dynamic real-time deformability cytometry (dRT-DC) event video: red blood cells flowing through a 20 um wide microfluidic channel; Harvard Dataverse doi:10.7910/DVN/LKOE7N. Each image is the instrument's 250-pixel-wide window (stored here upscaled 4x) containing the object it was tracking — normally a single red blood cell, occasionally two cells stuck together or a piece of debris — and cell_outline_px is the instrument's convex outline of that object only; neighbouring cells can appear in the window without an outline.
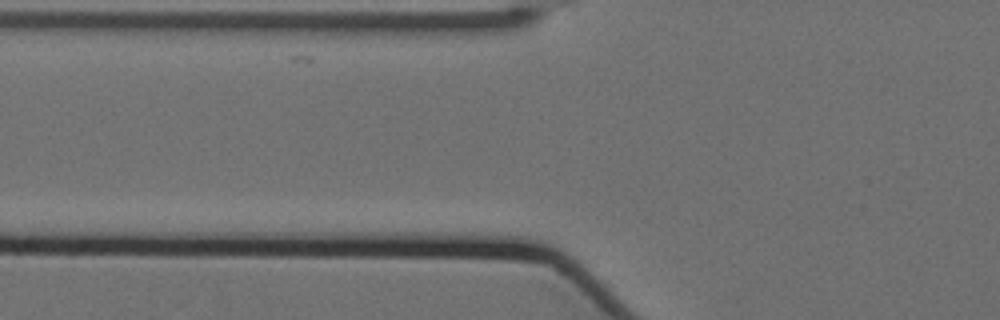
{"species": "Egyptian fruit bat (a non-hibernating species)", "species_latin": "Rousettus aegyptiacus", "temperature_condition": "cold", "stored_images_in_passage": 2, "camera_frame_rate_fps": 3000, "um_per_image_px": 0.085, "animal": {"sex": "female"}, "frame": {"image": 1, "passage_image": 2, "time_ms": 0.333, "image_size_px": [1000, 320], "cell_outline_px": [[496, 72], [476, 80], [420, 84], [348, 84], [312, 80], [312, 76], [316, 72], [340, 68], [496, 68]], "centroid_in_image_um": [34.08, 6.41], "position_along_channel_um": 91.7, "area_um2": 18.26}}